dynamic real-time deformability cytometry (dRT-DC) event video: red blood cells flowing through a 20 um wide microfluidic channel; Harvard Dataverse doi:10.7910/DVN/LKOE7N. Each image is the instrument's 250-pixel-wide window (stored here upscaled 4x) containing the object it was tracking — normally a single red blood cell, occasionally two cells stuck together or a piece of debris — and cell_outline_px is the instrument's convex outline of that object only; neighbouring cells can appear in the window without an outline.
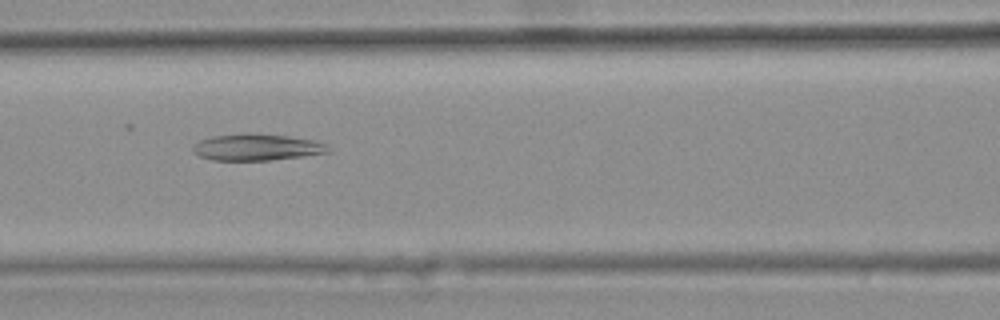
{"species": "common noctule bat (a hibernating species)", "species_latin": "Nyctalus noctula", "temperature_condition": "warm", "stored_images_in_passage": 28, "camera_frame_rate_fps": 3000, "um_per_image_px": 0.085, "animal": {"sex": "female", "body_mass_g": 25.1}, "frame": {"image": 1, "passage_image": 9, "time_ms": 2.667, "image_size_px": [1000, 320], "cell_outline_px": [[332, 152], [272, 160], [212, 160], [196, 156], [192, 152], [192, 148], [200, 140], [212, 136], [244, 132], [288, 136], [316, 140], [332, 148]], "centroid_in_image_um": [21.82, 12.51], "position_along_channel_um": 144.8, "area_um2": 21.27}}
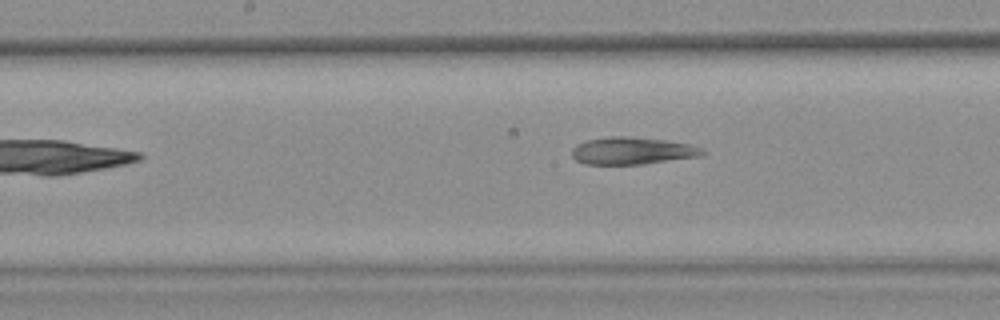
{"frame": {"image": 2, "passage_image": 13, "time_ms": 4.0, "image_size_px": [1000, 320], "cell_outline_px": [[708, 152], [704, 156], [644, 164], [584, 164], [576, 160], [572, 156], [572, 148], [576, 144], [588, 140], [612, 136], [632, 136], [664, 140], [688, 144], [700, 148]], "centroid_in_image_um": [53.76, 12.82], "position_along_channel_um": 194.4, "area_um2": 20.87}}
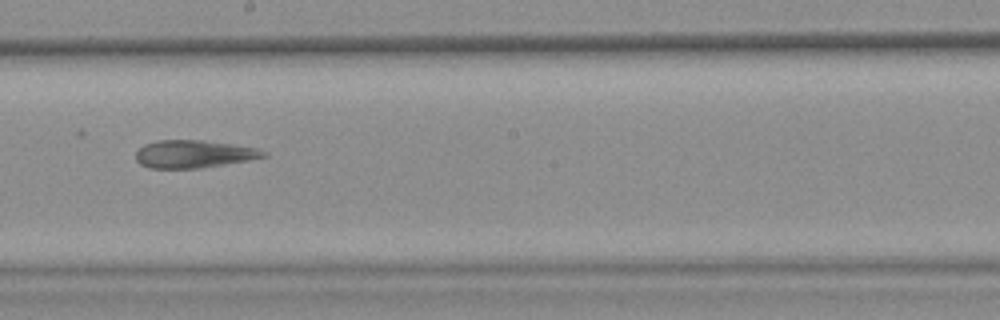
{"frame": {"image": 3, "passage_image": 16, "time_ms": 5.0, "image_size_px": [1000, 320], "cell_outline_px": [[268, 156], [248, 160], [200, 168], [148, 168], [140, 164], [136, 160], [136, 152], [144, 144], [156, 140], [204, 140], [232, 144], [256, 148], [268, 152]], "centroid_in_image_um": [16.46, 13.09], "position_along_channel_um": 231.7, "area_um2": 20.63}, "authors_computed_cell_mechanics": {"area_um2": 21.2993, "velocity_mm_per_s": 3.7372, "shape_relaxation_time_tau1_ms": null, "shape_relaxation_time_tau2_ms": 6.2334, "deformation_change_tau1": null, "deformation_change_tau2": 0.1741}}